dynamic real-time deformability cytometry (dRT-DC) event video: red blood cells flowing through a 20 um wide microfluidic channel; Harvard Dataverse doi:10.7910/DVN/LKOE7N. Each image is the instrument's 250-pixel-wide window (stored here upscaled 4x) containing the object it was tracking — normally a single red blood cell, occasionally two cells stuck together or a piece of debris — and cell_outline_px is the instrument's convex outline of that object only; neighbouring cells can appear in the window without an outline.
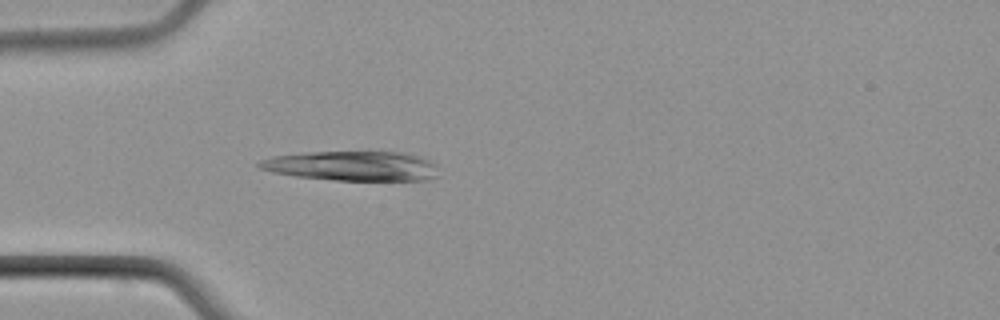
{"species": "common noctule bat (a hibernating species)", "species_latin": "Nyctalus noctula", "temperature_condition": "cold", "stored_images_in_passage": 3, "camera_frame_rate_fps": 3000, "um_per_image_px": 0.085, "animal": {"sex": "male", "body_mass_g": 21.5, "forearm_length_mm": 52.0}, "frame": {"image": 1, "passage_image": 3, "time_ms": 2.333, "image_size_px": [1000, 320], "cell_outline_px": [[436, 176], [428, 180], [332, 180], [296, 176], [272, 172], [260, 168], [256, 164], [260, 160], [276, 156], [308, 152], [400, 152], [432, 160], [436, 164]], "centroid_in_image_um": [29.94, 14.11], "position_along_channel_um": 55.1, "area_um2": 30.81}}